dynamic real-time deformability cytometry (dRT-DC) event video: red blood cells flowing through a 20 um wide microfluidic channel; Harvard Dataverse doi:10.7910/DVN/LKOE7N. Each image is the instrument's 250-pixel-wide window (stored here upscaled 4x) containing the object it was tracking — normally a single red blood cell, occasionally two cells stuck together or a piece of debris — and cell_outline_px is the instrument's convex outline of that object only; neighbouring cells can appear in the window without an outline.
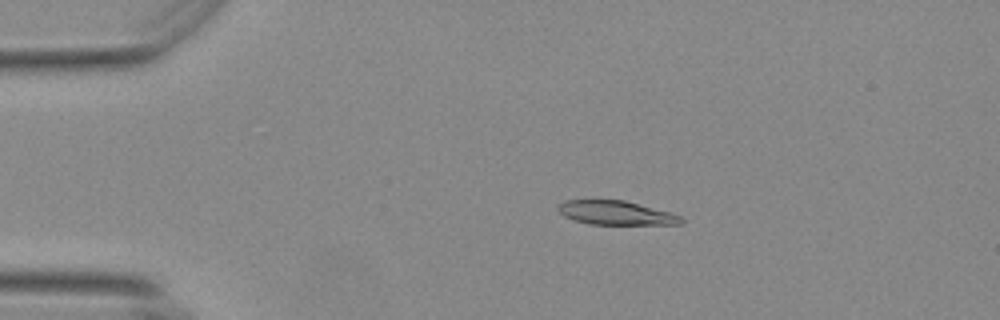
{"species": "Egyptian fruit bat (a non-hibernating species)", "species_latin": "Rousettus aegyptiacus", "temperature_condition": "warm", "stored_images_in_passage": 54, "camera_frame_rate_fps": 3000, "um_per_image_px": 0.085, "animal": {"sex": "female"}, "frame": {"image": 1, "passage_image": 10, "time_ms": 3.0, "image_size_px": [1000, 320], "cell_outline_px": [[684, 220], [680, 224], [588, 224], [564, 216], [556, 208], [564, 200], [624, 200], [668, 212], [680, 216]], "centroid_in_image_um": [52.32, 18.09], "position_along_channel_um": 32.7, "area_um2": 16.88}}
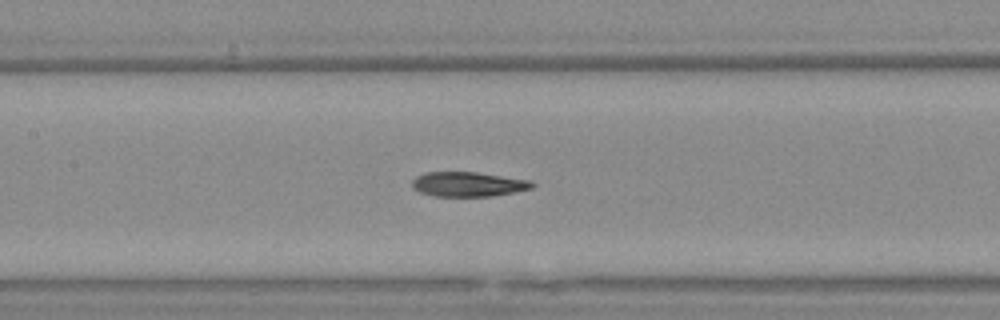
{"frame": {"image": 2, "passage_image": 25, "time_ms": 8.0, "image_size_px": [1000, 320], "cell_outline_px": [[536, 184], [532, 188], [512, 192], [488, 196], [436, 196], [420, 192], [412, 188], [412, 180], [416, 176], [424, 172], [476, 172], [532, 180]], "centroid_in_image_um": [39.78, 15.64], "position_along_channel_um": 167.6, "area_um2": 17.22}}
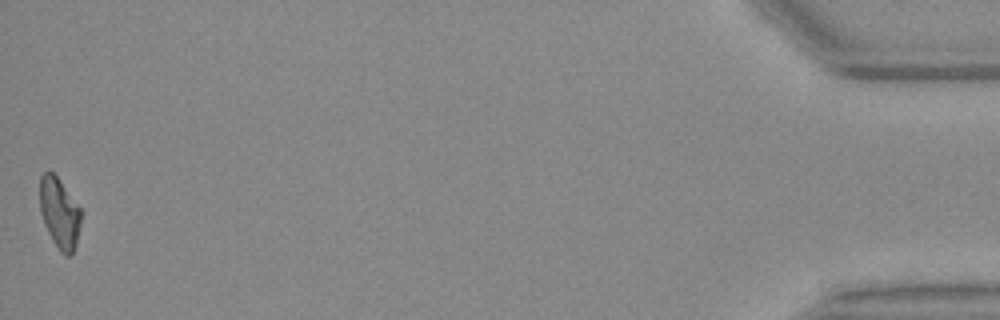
{"frame": {"image": 3, "passage_image": 54, "time_ms": 17.667, "image_size_px": [1000, 320], "cell_outline_px": [[80, 224], [72, 256], [64, 256], [60, 252], [52, 240], [44, 224], [40, 212], [40, 176], [44, 172], [52, 172], [56, 176], [80, 208]], "centroid_in_image_um": [5.03, 18.14], "position_along_channel_um": 430.2, "area_um2": 16.65}, "authors_computed_cell_mechanics": {"area_um2": 17.629, "velocity_mm_per_s": 3.7101, "shape_relaxation_time_tau1_ms": null, "shape_relaxation_time_tau2_ms": 5.0107, "deformation_change_tau1": null, "deformation_change_tau2": 0.1125}}